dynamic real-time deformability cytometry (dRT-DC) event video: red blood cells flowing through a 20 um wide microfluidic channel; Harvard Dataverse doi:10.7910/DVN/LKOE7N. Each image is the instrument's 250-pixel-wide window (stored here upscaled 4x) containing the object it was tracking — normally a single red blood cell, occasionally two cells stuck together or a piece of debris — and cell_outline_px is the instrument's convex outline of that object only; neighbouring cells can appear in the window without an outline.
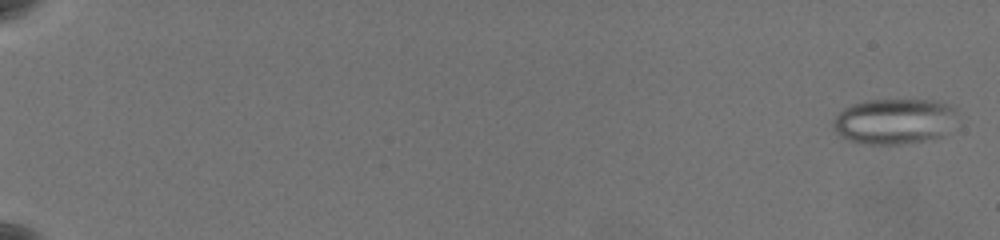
{"species": "common noctule bat (a hibernating species)", "species_latin": "Nyctalus noctula", "temperature_condition": "warm", "stored_images_in_passage": 63, "camera_frame_rate_fps": 3000, "um_per_image_px": 0.085, "animal": {"sex": "female", "body_mass_g": 19.5, "forearm_length_mm": 54.1}, "frame": {"image": 1, "passage_image": 2, "time_ms": 0.333, "image_size_px": [1000, 240], "cell_outline_px": [[956, 108], [940, 136], [924, 140], [896, 144], [864, 144], [848, 140], [840, 136], [832, 128], [832, 120], [844, 108], [852, 104], [868, 100], [936, 100], [948, 104]], "centroid_in_image_um": [75.87, 10.29], "position_along_channel_um": 9.1, "area_um2": 32.19}}
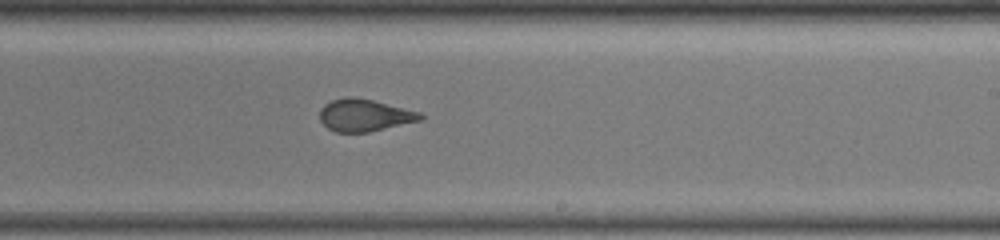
{"frame": {"image": 2, "passage_image": 42, "time_ms": 13.667, "image_size_px": [1000, 240], "cell_outline_px": [[424, 120], [368, 132], [336, 132], [328, 128], [320, 120], [320, 108], [324, 104], [332, 100], [344, 96], [352, 96], [372, 100], [420, 112], [424, 116]], "centroid_in_image_um": [30.99, 9.79], "position_along_channel_um": 258.0, "area_um2": 18.96}}
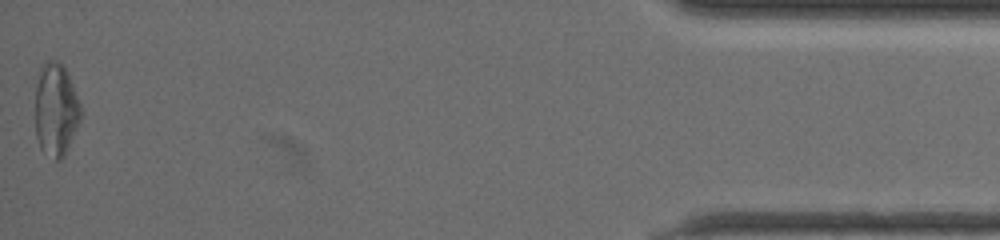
{"frame": {"image": 3, "passage_image": 63, "time_ms": 20.667, "image_size_px": [1000, 240], "cell_outline_px": [[80, 120], [68, 148], [64, 156], [60, 160], [56, 160], [40, 148], [36, 136], [36, 84], [40, 64], [44, 60], [56, 60], [64, 64], [68, 72], [80, 104]], "centroid_in_image_um": [4.74, 9.26], "position_along_channel_um": 430.5, "area_um2": 24.8}, "authors_computed_cell_mechanics": {"area_um2": 22.4842, "velocity_mm_per_s": 3.5364, "shape_relaxation_time_tau1_ms": null, "shape_relaxation_time_tau2_ms": 0.9888, "deformation_change_tau1": null, "deformation_change_tau2": 0.0625}}